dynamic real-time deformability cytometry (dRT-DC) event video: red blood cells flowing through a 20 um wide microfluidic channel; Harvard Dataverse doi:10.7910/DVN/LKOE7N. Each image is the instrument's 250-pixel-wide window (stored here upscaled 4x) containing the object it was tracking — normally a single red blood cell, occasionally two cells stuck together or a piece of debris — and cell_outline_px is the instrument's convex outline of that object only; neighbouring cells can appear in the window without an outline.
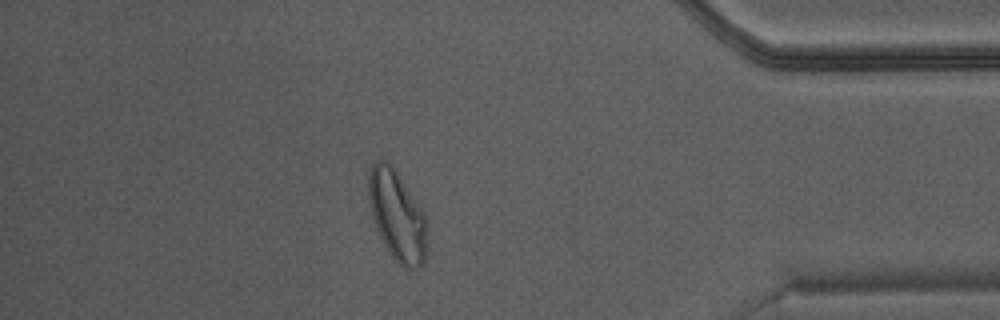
{"species": "Egyptian fruit bat (a non-hibernating species)", "species_latin": "Rousettus aegyptiacus", "temperature_condition": "warm", "stored_images_in_passage": 49, "camera_frame_rate_fps": 3000, "um_per_image_px": 0.085, "animal": {"sex": "male"}, "frame": {"image": 1, "passage_image": 42, "time_ms": 13.667, "image_size_px": [1000, 320], "cell_outline_px": [[428, 252], [420, 268], [404, 268], [392, 256], [384, 244], [376, 228], [372, 216], [368, 200], [368, 172], [372, 164], [376, 160], [384, 160], [392, 164], [424, 212], [428, 220]], "centroid_in_image_um": [33.78, 18.33], "position_along_channel_um": 401.4, "area_um2": 31.39}}